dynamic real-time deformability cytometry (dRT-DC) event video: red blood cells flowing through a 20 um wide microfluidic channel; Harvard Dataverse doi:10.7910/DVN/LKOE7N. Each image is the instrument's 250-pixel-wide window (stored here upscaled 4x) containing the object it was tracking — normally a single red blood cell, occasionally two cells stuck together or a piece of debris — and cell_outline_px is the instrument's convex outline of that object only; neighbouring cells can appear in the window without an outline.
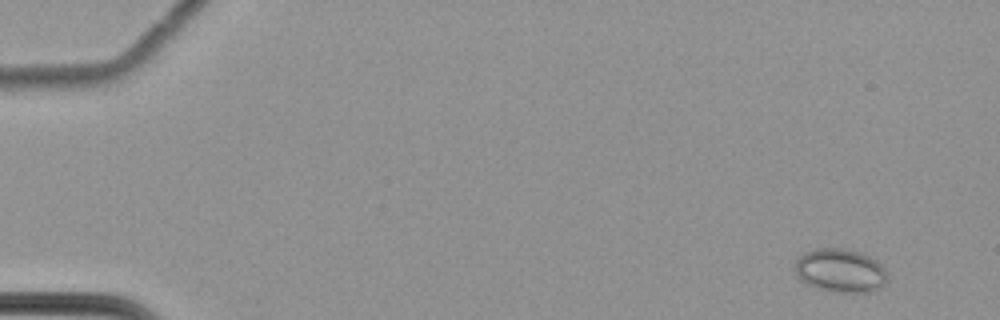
{"species": "common noctule bat (a hibernating species)", "species_latin": "Nyctalus noctula", "temperature_condition": "cold", "stored_images_in_passage": 59, "camera_frame_rate_fps": 3000, "um_per_image_px": 0.085, "animal": {"sex": "female", "body_mass_g": 22.7, "forearm_length_mm": 54.2}, "frame": {"image": 1, "passage_image": 1, "time_ms": 0.0, "image_size_px": [1000, 320], "cell_outline_px": [[888, 280], [880, 288], [872, 292], [836, 292], [816, 288], [804, 284], [796, 276], [792, 268], [796, 260], [804, 252], [816, 248], [840, 248], [860, 252], [876, 260], [884, 268], [888, 276]], "centroid_in_image_um": [71.39, 23.01], "position_along_channel_um": 13.6, "area_um2": 23.93}}
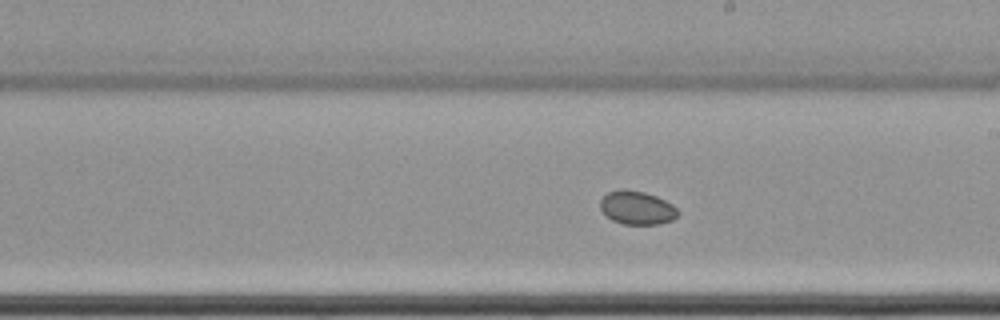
{"frame": {"image": 2, "passage_image": 34, "time_ms": 11.0, "image_size_px": [1000, 320], "cell_outline_px": [[680, 212], [672, 220], [660, 224], [624, 224], [612, 220], [600, 208], [600, 200], [608, 192], [624, 188], [644, 192], [656, 196], [672, 204]], "centroid_in_image_um": [54.15, 17.65], "position_along_channel_um": 234.9, "area_um2": 15.09}}
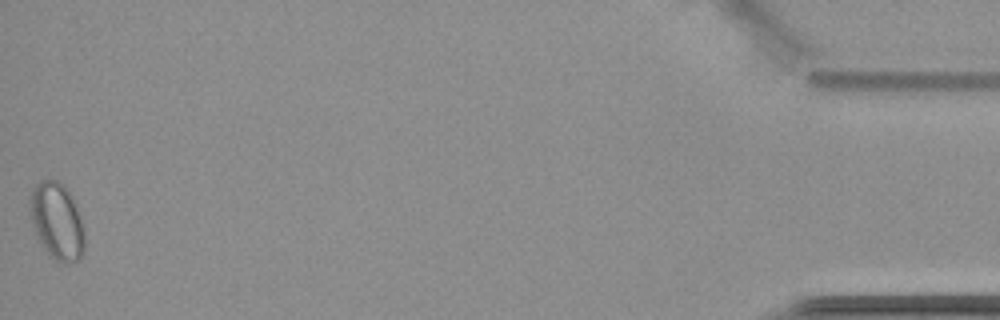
{"frame": {"image": 3, "passage_image": 59, "time_ms": 19.333, "image_size_px": [1000, 320], "cell_outline_px": [[84, 252], [76, 260], [56, 260], [48, 256], [40, 244], [36, 236], [32, 224], [28, 208], [28, 196], [32, 188], [40, 180], [56, 180], [64, 184], [76, 208], [84, 228]], "centroid_in_image_um": [4.77, 18.76], "position_along_channel_um": 430.4, "area_um2": 24.45}}